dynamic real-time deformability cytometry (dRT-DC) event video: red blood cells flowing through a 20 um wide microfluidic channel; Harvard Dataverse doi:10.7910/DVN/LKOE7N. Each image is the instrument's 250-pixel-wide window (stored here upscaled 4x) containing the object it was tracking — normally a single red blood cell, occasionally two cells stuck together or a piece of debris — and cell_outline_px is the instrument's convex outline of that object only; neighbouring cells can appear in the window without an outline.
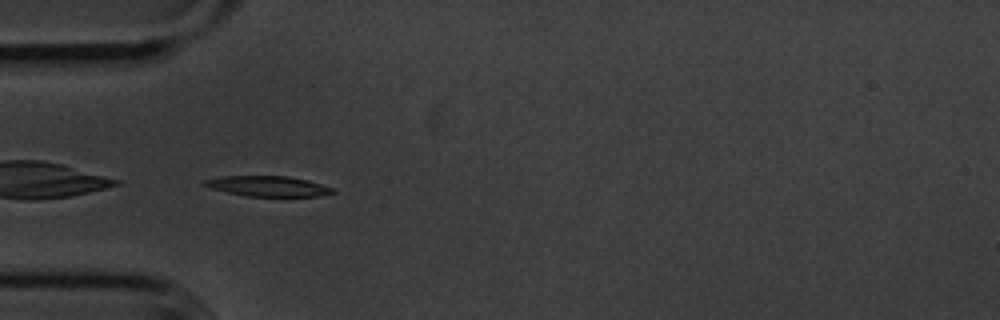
{"species": "common noctule bat (a hibernating species)", "species_latin": "Nyctalus noctula", "temperature_condition": "cold", "stored_images_in_passage": 40, "camera_frame_rate_fps": 3000, "um_per_image_px": 0.085, "animal": {"sex": "male", "body_mass_g": 20.1, "forearm_length_mm": 53.5}, "frame": {"image": 1, "passage_image": 1, "time_ms": 0.0, "image_size_px": [1000, 320], "cell_outline_px": [[336, 192], [320, 196], [244, 196], [208, 188], [200, 184], [204, 180], [220, 176], [288, 176], [308, 180], [332, 188]], "centroid_in_image_um": [22.7, 15.82], "position_along_channel_um": 62.3, "area_um2": 15.32}}
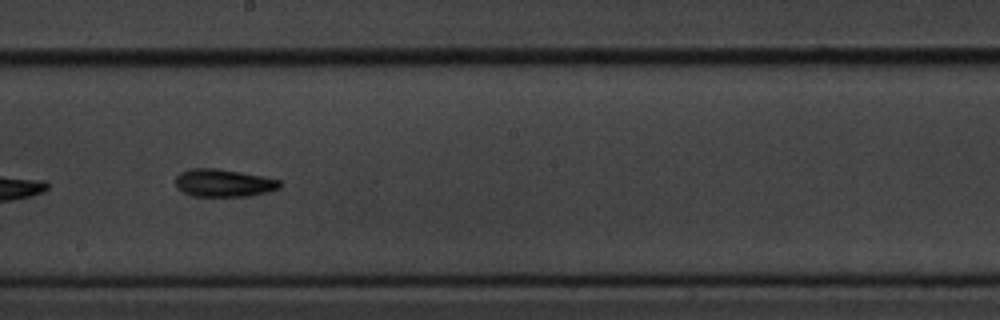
{"frame": {"image": 2, "passage_image": 15, "time_ms": 4.667, "image_size_px": [1000, 320], "cell_outline_px": [[280, 188], [268, 192], [248, 196], [196, 196], [184, 192], [176, 188], [176, 176], [180, 172], [196, 168], [216, 168], [240, 172], [280, 180]], "centroid_in_image_um": [19.0, 15.55], "position_along_channel_um": 229.2, "area_um2": 16.65}}
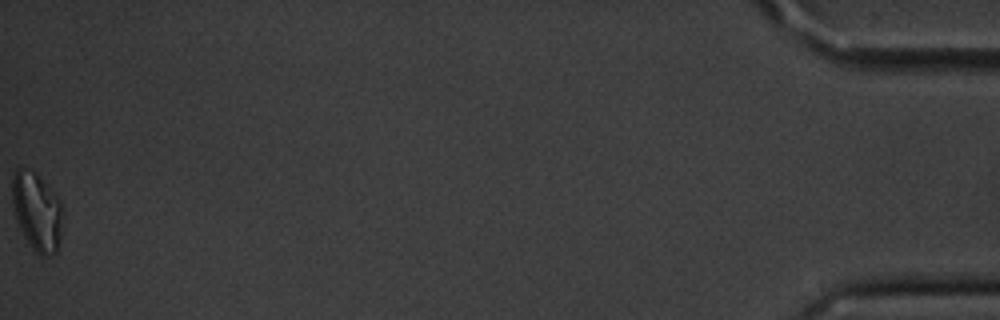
{"frame": {"image": 3, "passage_image": 40, "time_ms": 13.0, "image_size_px": [1000, 320], "cell_outline_px": [[60, 244], [56, 252], [52, 256], [40, 256], [32, 248], [24, 236], [16, 220], [12, 204], [12, 176], [16, 168], [32, 168], [36, 172], [60, 200]], "centroid_in_image_um": [3.1, 17.96], "position_along_channel_um": 432.1, "area_um2": 23.0}, "authors_computed_cell_mechanics": {"area_um2": 16.0395, "velocity_mm_per_s": 3.6108, "shape_relaxation_time_tau1_ms": 3.0058, "shape_relaxation_time_tau2_ms": null, "deformation_change_tau1": 0.1324, "deformation_change_tau2": null}}